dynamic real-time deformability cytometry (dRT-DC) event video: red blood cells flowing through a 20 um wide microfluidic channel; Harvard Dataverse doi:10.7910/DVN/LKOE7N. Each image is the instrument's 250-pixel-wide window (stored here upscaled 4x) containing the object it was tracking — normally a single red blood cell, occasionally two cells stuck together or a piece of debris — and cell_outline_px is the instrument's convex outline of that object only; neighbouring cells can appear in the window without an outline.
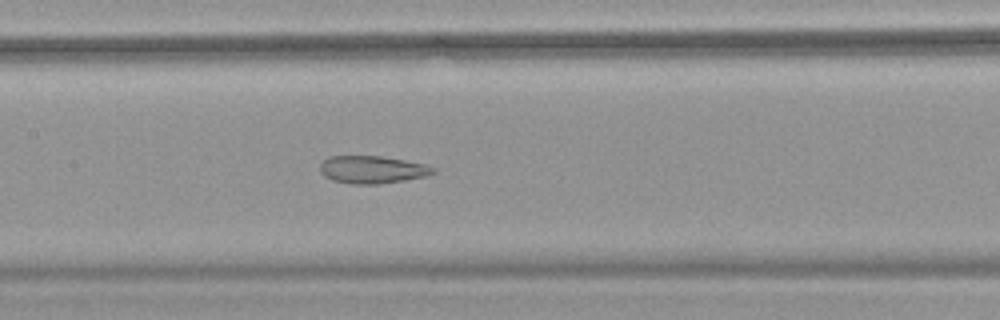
{"species": "common noctule bat (a hibernating species)", "species_latin": "Nyctalus noctula", "temperature_condition": "warm", "stored_images_in_passage": 52, "camera_frame_rate_fps": 3000, "um_per_image_px": 0.085, "animal": {"sex": "female", "body_mass_g": 18.4}, "frame": {"image": 1, "passage_image": 27, "time_ms": 8.667, "image_size_px": [1000, 320], "cell_outline_px": [[436, 172], [424, 176], [404, 180], [380, 184], [352, 184], [332, 180], [324, 176], [320, 172], [320, 164], [328, 156], [380, 156], [404, 160], [424, 164], [436, 168]], "centroid_in_image_um": [31.62, 14.42], "position_along_channel_um": 175.8, "area_um2": 18.15}}
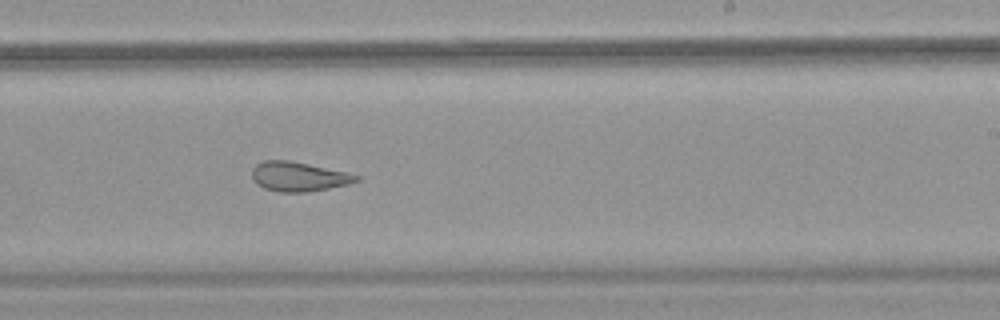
{"frame": {"image": 2, "passage_image": 34, "time_ms": 11.0, "image_size_px": [1000, 320], "cell_outline_px": [[360, 180], [348, 184], [308, 192], [280, 192], [264, 188], [256, 184], [252, 176], [252, 168], [256, 164], [264, 160], [288, 160], [348, 172], [360, 176]], "centroid_in_image_um": [25.38, 15.01], "position_along_channel_um": 263.6, "area_um2": 17.92}}
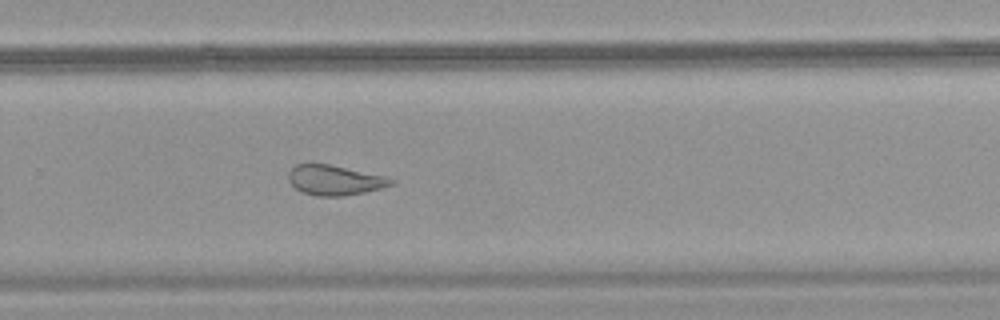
{"frame": {"image": 3, "passage_image": 37, "time_ms": 12.0, "image_size_px": [1000, 320], "cell_outline_px": [[396, 184], [364, 192], [344, 196], [316, 196], [300, 192], [288, 180], [288, 172], [296, 164], [328, 164], [384, 176], [396, 180]], "centroid_in_image_um": [28.44, 15.32], "position_along_channel_um": 301.4, "area_um2": 17.86}}